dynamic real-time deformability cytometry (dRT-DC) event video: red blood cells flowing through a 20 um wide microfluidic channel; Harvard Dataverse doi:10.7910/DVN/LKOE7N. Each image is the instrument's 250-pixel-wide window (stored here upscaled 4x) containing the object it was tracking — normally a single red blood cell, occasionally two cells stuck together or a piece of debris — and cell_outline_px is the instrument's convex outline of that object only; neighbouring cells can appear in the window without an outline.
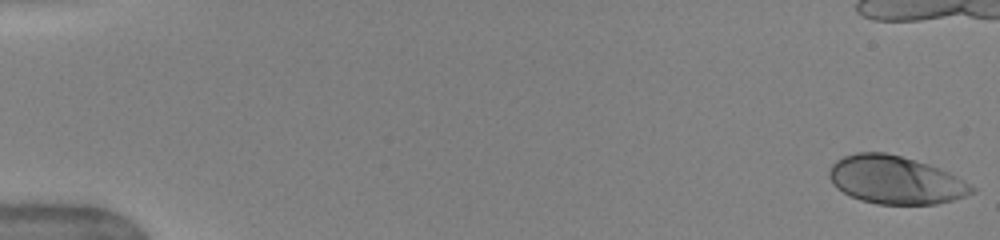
{"species": "human", "species_latin": "Homo sapiens", "temperature_condition": "warm", "stored_images_in_passage": 41, "camera_frame_rate_fps": 3000, "um_per_image_px": 0.085, "donor": {"sex": "female"}, "frame": {"image": 1, "passage_image": 1, "time_ms": 0.0, "image_size_px": [1000, 240], "cell_outline_px": [[976, 192], [952, 200], [936, 204], [876, 204], [860, 200], [848, 196], [836, 188], [832, 184], [828, 176], [828, 172], [832, 164], [836, 160], [844, 156], [856, 152], [884, 152], [900, 156], [928, 164], [940, 168], [964, 180], [976, 188]], "centroid_in_image_um": [76.08, 15.3], "position_along_channel_um": 8.9, "area_um2": 40.06}}
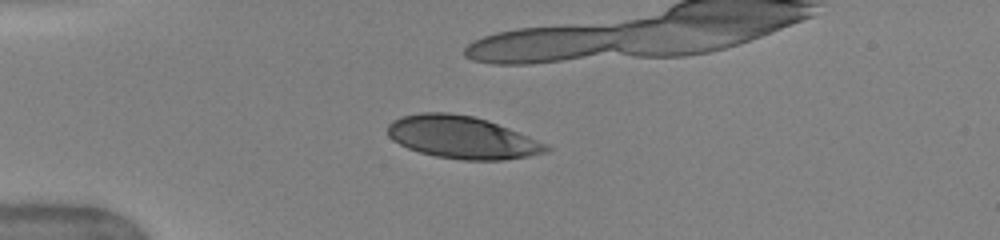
{"frame": {"image": 2, "passage_image": 14, "time_ms": 4.333, "image_size_px": [1000, 240], "cell_outline_px": [[552, 148], [548, 152], [528, 156], [504, 160], [464, 160], [436, 156], [420, 152], [408, 148], [392, 140], [388, 136], [388, 124], [392, 120], [400, 116], [420, 112], [448, 112], [472, 116], [488, 120], [548, 144]], "centroid_in_image_um": [39.27, 11.67], "position_along_channel_um": 45.7, "area_um2": 39.3}}